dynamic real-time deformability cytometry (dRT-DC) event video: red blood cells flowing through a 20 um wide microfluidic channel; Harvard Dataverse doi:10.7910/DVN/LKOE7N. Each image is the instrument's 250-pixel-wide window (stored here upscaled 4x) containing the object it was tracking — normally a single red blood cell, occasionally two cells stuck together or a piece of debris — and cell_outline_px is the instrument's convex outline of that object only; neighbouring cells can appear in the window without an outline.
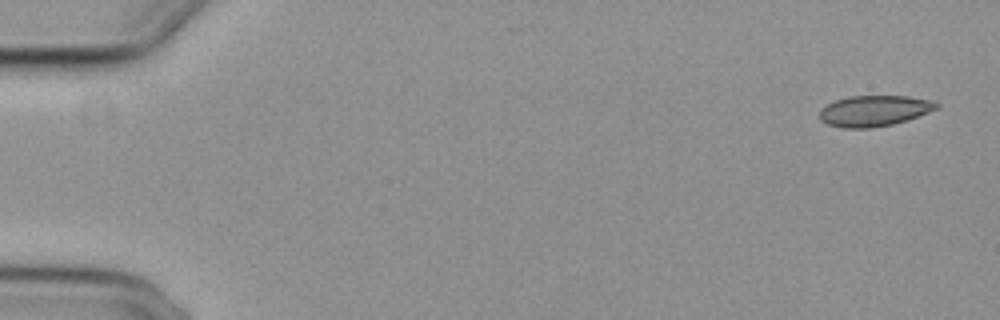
{"species": "common noctule bat (a hibernating species)", "species_latin": "Nyctalus noctula", "temperature_condition": "cold", "stored_images_in_passage": 6, "camera_frame_rate_fps": 3000, "um_per_image_px": 0.085, "animal": {"sex": "female", "body_mass_g": 29.2, "forearm_length_mm": 56.3}, "frame": {"image": 1, "passage_image": 1, "time_ms": 0.0, "image_size_px": [1000, 320], "cell_outline_px": [[940, 108], [908, 120], [892, 124], [872, 128], [844, 128], [828, 124], [820, 120], [820, 112], [828, 104], [836, 100], [848, 96], [908, 96], [932, 100], [940, 104]], "centroid_in_image_um": [74.37, 9.42], "position_along_channel_um": 10.6, "area_um2": 21.04}}
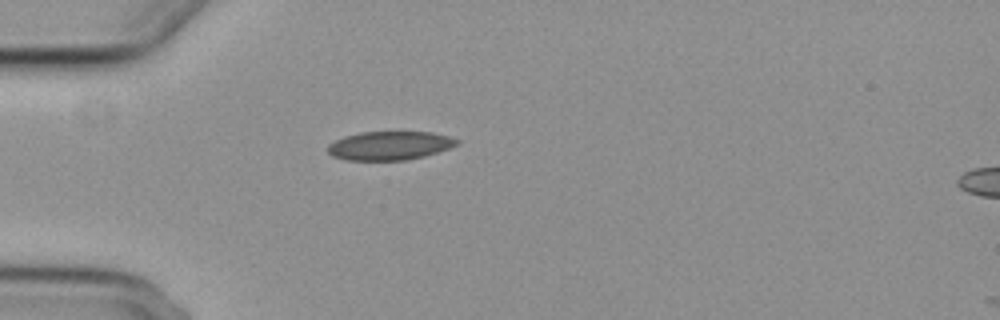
{"frame": {"image": 2, "passage_image": 5, "time_ms": 4.667, "image_size_px": [1000, 320], "cell_outline_px": [[460, 140], [456, 144], [448, 148], [424, 156], [404, 160], [344, 160], [332, 156], [328, 152], [328, 144], [344, 136], [360, 132], [432, 132], [448, 136]], "centroid_in_image_um": [33.08, 12.37], "position_along_channel_um": 51.9, "area_um2": 21.44}}